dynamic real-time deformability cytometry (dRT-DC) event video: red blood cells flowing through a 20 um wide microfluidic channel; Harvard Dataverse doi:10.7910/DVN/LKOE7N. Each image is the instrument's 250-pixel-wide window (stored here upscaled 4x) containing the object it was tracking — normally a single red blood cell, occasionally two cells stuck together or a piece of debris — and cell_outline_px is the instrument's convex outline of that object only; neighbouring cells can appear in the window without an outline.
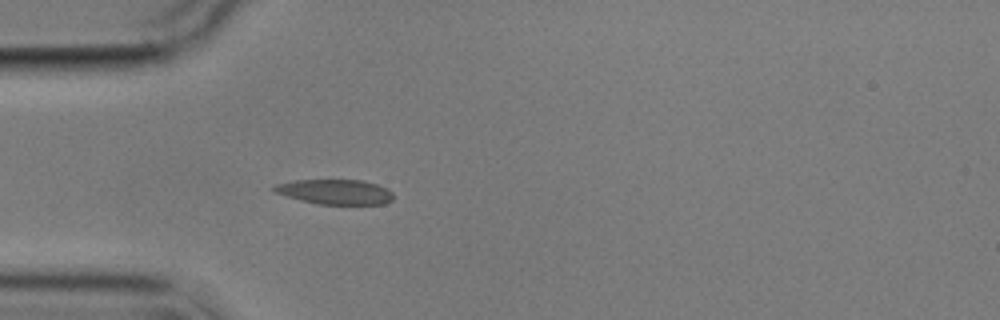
{"species": "common noctule bat (a hibernating species)", "species_latin": "Nyctalus noctula", "temperature_condition": "cold", "stored_images_in_passage": 5, "camera_frame_rate_fps": 3000, "um_per_image_px": 0.085, "animal": {"sex": "male", "body_mass_g": 17.9}, "frame": {"image": 1, "passage_image": 5, "time_ms": 5.0, "image_size_px": [1000, 320], "cell_outline_px": [[392, 200], [384, 204], [316, 204], [300, 200], [276, 192], [272, 188], [276, 184], [296, 180], [364, 180], [388, 188], [392, 192]], "centroid_in_image_um": [28.52, 16.3], "position_along_channel_um": 56.5, "area_um2": 17.22}}